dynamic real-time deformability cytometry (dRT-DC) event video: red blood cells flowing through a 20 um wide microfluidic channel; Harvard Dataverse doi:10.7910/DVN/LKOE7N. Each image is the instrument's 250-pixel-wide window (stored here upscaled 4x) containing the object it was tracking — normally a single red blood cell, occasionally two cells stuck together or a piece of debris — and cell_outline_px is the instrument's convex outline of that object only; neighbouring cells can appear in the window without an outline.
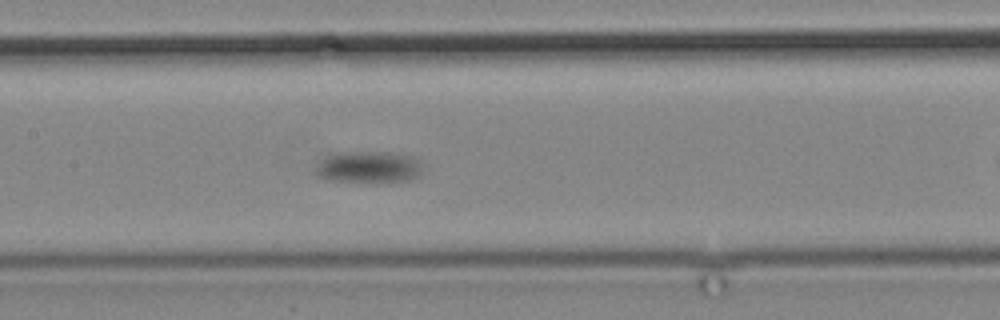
{"species": "common noctule bat (a hibernating species)", "species_latin": "Nyctalus noctula", "temperature_condition": "cold", "stored_images_in_passage": 6, "camera_frame_rate_fps": 3000, "um_per_image_px": 0.085, "animal": {"sex": "male", "body_mass_g": 19.2, "forearm_length_mm": 51.8}, "frame": {"image": 1, "passage_image": 5, "time_ms": 4.667, "image_size_px": [1000, 320], "cell_outline_px": [[420, 176], [408, 180], [328, 180], [320, 176], [316, 172], [316, 164], [328, 156], [336, 152], [388, 152], [412, 156], [420, 160]], "centroid_in_image_um": [31.34, 14.16], "position_along_channel_um": 176.1, "area_um2": 19.07}}